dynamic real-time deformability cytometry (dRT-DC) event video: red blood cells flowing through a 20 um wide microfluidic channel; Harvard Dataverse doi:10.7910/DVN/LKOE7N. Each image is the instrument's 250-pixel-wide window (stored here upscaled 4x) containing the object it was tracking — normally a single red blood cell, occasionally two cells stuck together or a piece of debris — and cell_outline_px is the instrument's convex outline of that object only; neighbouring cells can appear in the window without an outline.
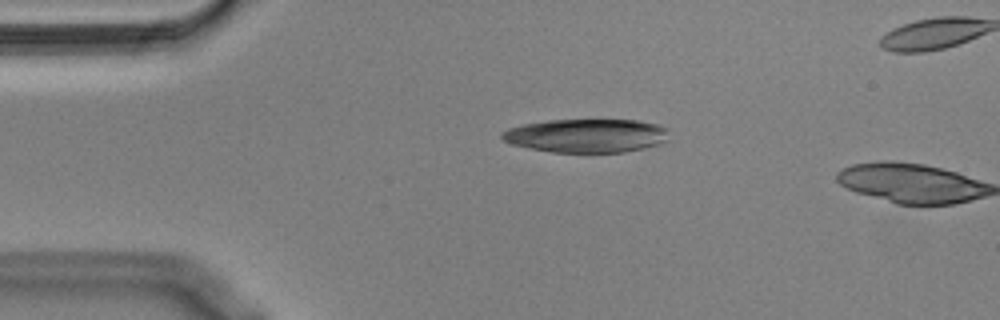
{"species": "Egyptian fruit bat (a non-hibernating species)", "species_latin": "Rousettus aegyptiacus", "temperature_condition": "cold", "stored_images_in_passage": 2, "camera_frame_rate_fps": 3000, "um_per_image_px": 0.085, "animal": {"sex": "male"}, "frame": {"image": 1, "passage_image": 1, "time_ms": 0.0, "image_size_px": [1000, 320], "cell_outline_px": [[668, 140], [660, 144], [644, 148], [624, 152], [552, 152], [512, 144], [504, 140], [500, 136], [508, 128], [524, 124], [548, 120], [636, 120], [656, 124], [668, 128]], "centroid_in_image_um": [49.89, 11.53], "position_along_channel_um": 35.1, "area_um2": 32.6}}